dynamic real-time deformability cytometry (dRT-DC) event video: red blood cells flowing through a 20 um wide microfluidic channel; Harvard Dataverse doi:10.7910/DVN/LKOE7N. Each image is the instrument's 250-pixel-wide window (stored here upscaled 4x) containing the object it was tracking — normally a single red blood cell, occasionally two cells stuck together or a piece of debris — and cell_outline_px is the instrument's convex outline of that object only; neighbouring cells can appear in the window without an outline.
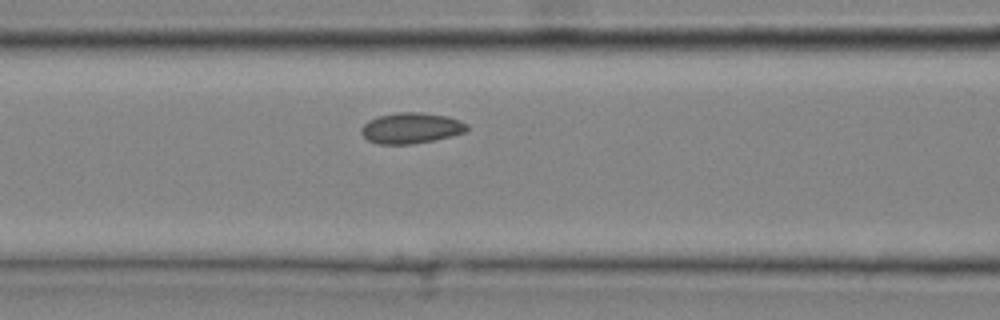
{"species": "common noctule bat (a hibernating species)", "species_latin": "Nyctalus noctula", "temperature_condition": "cold", "stored_images_in_passage": 16, "camera_frame_rate_fps": 3000, "um_per_image_px": 0.085, "animal": {"sex": "male", "body_mass_g": 20.4}, "frame": {"image": 1, "passage_image": 12, "time_ms": 3.667, "image_size_px": [1000, 320], "cell_outline_px": [[468, 128], [464, 132], [452, 136], [412, 144], [376, 144], [368, 140], [360, 132], [360, 128], [368, 120], [376, 116], [400, 112], [420, 112], [448, 116], [460, 120], [468, 124]], "centroid_in_image_um": [34.92, 10.88], "position_along_channel_um": 131.7, "area_um2": 19.07}}
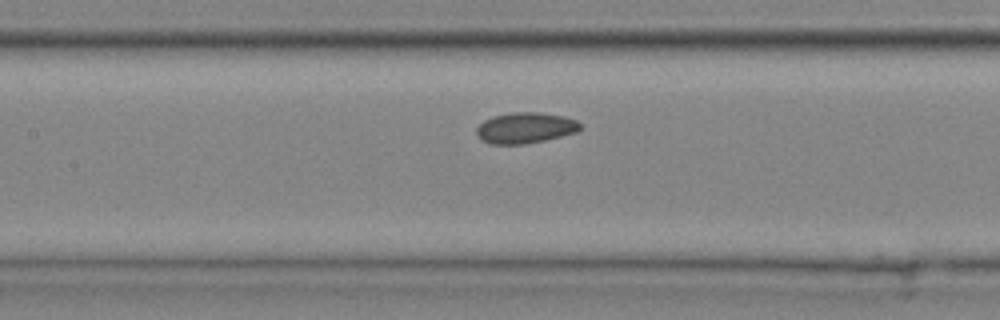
{"frame": {"image": 2, "passage_image": 14, "time_ms": 4.333, "image_size_px": [1000, 320], "cell_outline_px": [[580, 128], [576, 132], [544, 140], [524, 144], [492, 144], [484, 140], [476, 132], [476, 128], [484, 120], [492, 116], [512, 112], [540, 112], [564, 116], [576, 120], [580, 124]], "centroid_in_image_um": [44.65, 10.85], "position_along_channel_um": 162.8, "area_um2": 18.44}}